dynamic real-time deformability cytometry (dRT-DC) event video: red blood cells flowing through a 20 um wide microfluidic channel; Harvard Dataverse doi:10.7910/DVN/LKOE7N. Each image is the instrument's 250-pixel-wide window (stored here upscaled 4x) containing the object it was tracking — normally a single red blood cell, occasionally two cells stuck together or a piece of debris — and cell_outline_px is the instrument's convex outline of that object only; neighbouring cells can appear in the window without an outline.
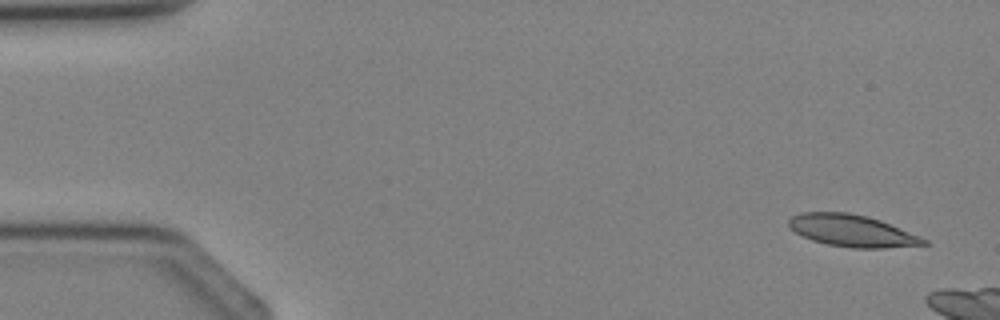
{"species": "Egyptian fruit bat (a non-hibernating species)", "species_latin": "Rousettus aegyptiacus", "temperature_condition": "cold", "stored_images_in_passage": 4, "camera_frame_rate_fps": 3000, "um_per_image_px": 0.085, "animal": {"sex": "female"}, "frame": {"image": 1, "passage_image": 1, "time_ms": 0.0, "image_size_px": [1000, 320], "cell_outline_px": [[932, 244], [884, 248], [852, 248], [828, 244], [812, 240], [796, 232], [788, 224], [788, 220], [792, 216], [800, 212], [848, 212], [868, 216], [880, 220], [920, 236], [928, 240]], "centroid_in_image_um": [72.46, 19.61], "position_along_channel_um": 12.5, "area_um2": 25.09}}